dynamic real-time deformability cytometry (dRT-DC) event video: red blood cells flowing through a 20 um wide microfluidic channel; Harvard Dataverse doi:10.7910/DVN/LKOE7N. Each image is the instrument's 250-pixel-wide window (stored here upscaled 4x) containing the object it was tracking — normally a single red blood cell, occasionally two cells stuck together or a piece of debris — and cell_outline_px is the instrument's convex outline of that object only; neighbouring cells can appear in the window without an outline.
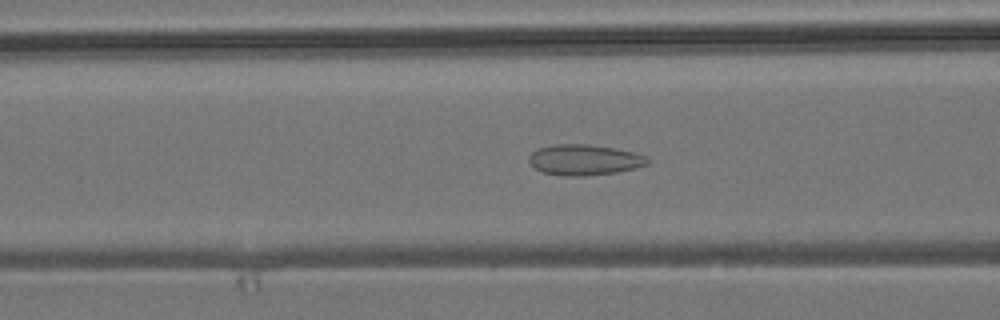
{"species": "common noctule bat (a hibernating species)", "species_latin": "Nyctalus noctula", "temperature_condition": "room temperature", "stored_images_in_passage": 52, "camera_frame_rate_fps": 3000, "um_per_image_px": 0.085, "animal": {"sex": "male", "body_mass_g": 19.2, "forearm_length_mm": 51.8}, "frame": {"image": 1, "passage_image": 20, "time_ms": 6.333, "image_size_px": [1000, 320], "cell_outline_px": [[652, 160], [648, 164], [636, 168], [616, 172], [584, 176], [564, 176], [540, 172], [528, 160], [528, 156], [536, 148], [556, 144], [588, 144], [616, 148], [636, 152], [648, 156]], "centroid_in_image_um": [49.71, 13.58], "position_along_channel_um": 116.9, "area_um2": 21.56}}
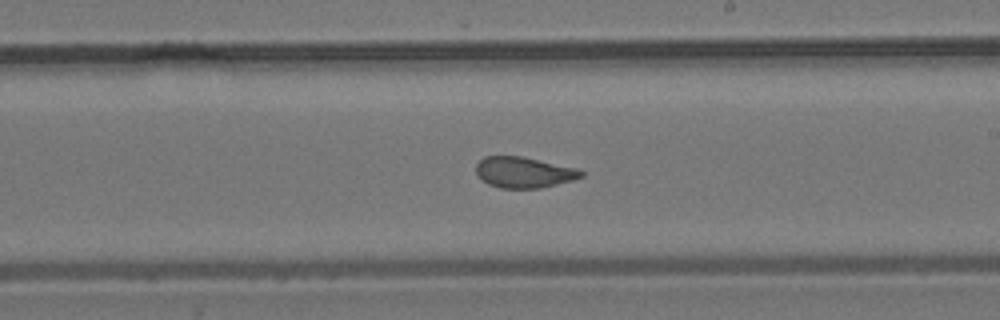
{"frame": {"image": 2, "passage_image": 30, "time_ms": 9.667, "image_size_px": [1000, 320], "cell_outline_px": [[584, 176], [572, 180], [540, 188], [500, 188], [488, 184], [476, 172], [476, 164], [484, 156], [520, 156], [576, 168], [584, 172]], "centroid_in_image_um": [44.52, 14.65], "position_along_channel_um": 244.5, "area_um2": 18.67}}
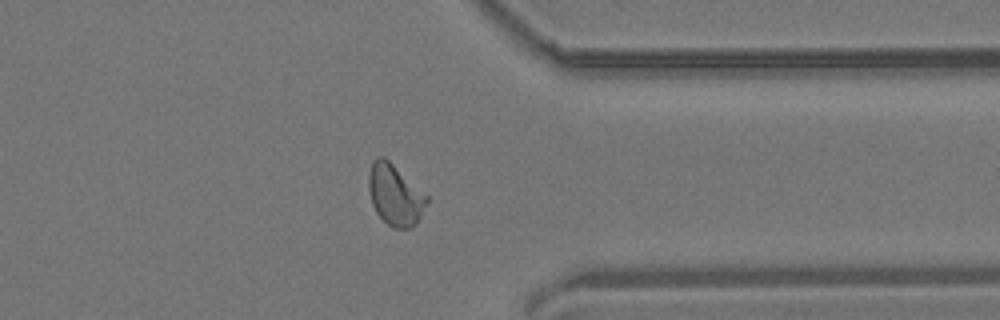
{"frame": {"image": 3, "passage_image": 41, "time_ms": 13.333, "image_size_px": [1000, 320], "cell_outline_px": [[428, 200], [416, 224], [412, 228], [392, 228], [376, 212], [372, 204], [368, 188], [368, 172], [372, 160], [376, 156], [384, 156], [428, 196]], "centroid_in_image_um": [33.55, 16.55], "position_along_channel_um": 377.9, "area_um2": 20.63}, "authors_computed_cell_mechanics": {"area_um2": 20.0855, "velocity_mm_per_s": 3.8337, "shape_relaxation_time_tau1_ms": null, "shape_relaxation_time_tau2_ms": 0.9161, "deformation_change_tau1": null, "deformation_change_tau2": 0.0744}}